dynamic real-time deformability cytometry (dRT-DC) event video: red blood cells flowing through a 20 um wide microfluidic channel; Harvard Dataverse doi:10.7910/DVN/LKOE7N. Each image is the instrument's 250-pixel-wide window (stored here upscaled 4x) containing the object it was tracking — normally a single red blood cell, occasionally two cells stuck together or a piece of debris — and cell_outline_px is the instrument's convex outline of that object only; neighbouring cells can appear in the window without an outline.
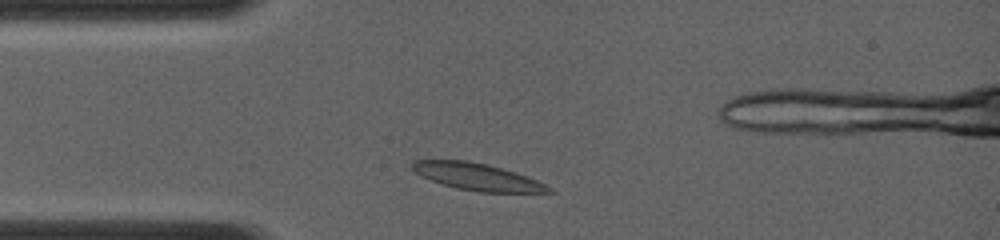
{"species": "common noctule bat (a hibernating species)", "species_latin": "Nyctalus noctula", "temperature_condition": "room temperature", "stored_images_in_passage": 52, "segment_of_instrument_passage": [1, 2], "camera_frame_rate_fps": 4000, "um_per_image_px": 0.085, "animal": {"sex": "female", "body_mass_g": 19.0, "forearm_length_mm": 56.7}, "frame": {"image": 1, "passage_image": 3, "time_ms": 0.75, "image_size_px": [1000, 240], "cell_outline_px": [[556, 192], [480, 192], [456, 188], [432, 180], [416, 172], [412, 168], [412, 160], [468, 160], [488, 164], [516, 172], [536, 180], [552, 188]], "centroid_in_image_um": [40.59, 15.02], "position_along_channel_um": 44.4, "area_um2": 21.21}}
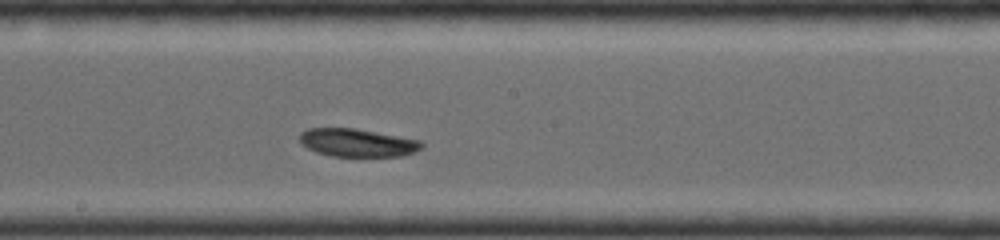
{"frame": {"image": 2, "passage_image": 23, "time_ms": 5.0, "image_size_px": [1000, 240], "cell_outline_px": [[424, 148], [416, 152], [404, 156], [332, 156], [316, 152], [308, 148], [300, 140], [300, 132], [308, 128], [356, 128], [420, 140], [424, 144]], "centroid_in_image_um": [30.43, 12.13], "position_along_channel_um": 217.8, "area_um2": 20.0}}
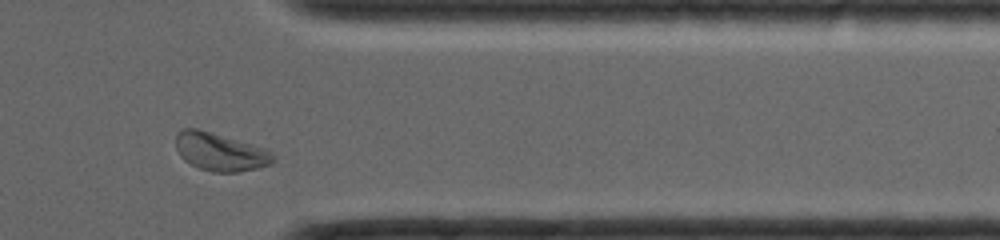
{"frame": {"image": 3, "passage_image": 45, "time_ms": 9.0, "image_size_px": [1000, 240], "cell_outline_px": [[276, 160], [272, 164], [240, 172], [212, 172], [200, 168], [184, 160], [180, 156], [176, 148], [176, 132], [180, 128], [196, 128], [252, 144], [264, 148], [272, 152], [276, 156]], "centroid_in_image_um": [18.72, 12.91], "position_along_channel_um": 392.7, "area_um2": 21.62}}